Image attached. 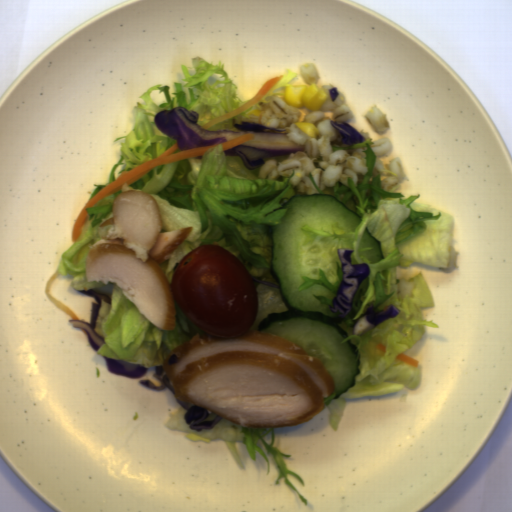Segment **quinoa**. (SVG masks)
Segmentation results:
<instances>
[{"mask_svg":"<svg viewBox=\"0 0 512 512\" xmlns=\"http://www.w3.org/2000/svg\"><path fill=\"white\" fill-rule=\"evenodd\" d=\"M374 144L369 145L376 156L372 177L379 174L380 187L391 190L396 185H401L403 180H410L407 176L401 158L394 157L387 164H383L380 157H389L393 145L390 138L373 140Z\"/></svg>","mask_w":512,"mask_h":512,"instance_id":"754e4f59","label":"quinoa"},{"mask_svg":"<svg viewBox=\"0 0 512 512\" xmlns=\"http://www.w3.org/2000/svg\"><path fill=\"white\" fill-rule=\"evenodd\" d=\"M331 84L322 85L321 89L326 100L319 110H311L304 115L301 122H309L317 127L319 138H311L295 123L302 113L287 103L282 97L269 95L267 103H257L261 108L259 114H250L242 119L246 122L263 124L266 127L284 129L287 138L305 145L303 151L290 153L287 158L277 164V158L266 159L260 166L258 179H277L280 176H294L290 179L291 185L296 186L298 193L308 195L320 194L310 178L312 174L317 186L322 191L335 188L341 183L349 189L348 177H351L355 186H358V177H365L368 166L366 147L340 150L333 152V147H349L354 144H339L341 132L333 128L330 121L336 123L347 122L354 116L353 111L344 95L331 100L329 88ZM336 141L338 144H331Z\"/></svg>","mask_w":512,"mask_h":512,"instance_id":"d39296ef","label":"quinoa"},{"mask_svg":"<svg viewBox=\"0 0 512 512\" xmlns=\"http://www.w3.org/2000/svg\"><path fill=\"white\" fill-rule=\"evenodd\" d=\"M298 70L302 81L305 82L306 84L311 86L312 83H319L321 77L317 68L314 66L312 62L300 64Z\"/></svg>","mask_w":512,"mask_h":512,"instance_id":"93cce260","label":"quinoa"},{"mask_svg":"<svg viewBox=\"0 0 512 512\" xmlns=\"http://www.w3.org/2000/svg\"><path fill=\"white\" fill-rule=\"evenodd\" d=\"M362 116L369 121L376 134L381 135L391 127L387 114H384L377 104L366 111Z\"/></svg>","mask_w":512,"mask_h":512,"instance_id":"e98c37e4","label":"quinoa"},{"mask_svg":"<svg viewBox=\"0 0 512 512\" xmlns=\"http://www.w3.org/2000/svg\"><path fill=\"white\" fill-rule=\"evenodd\" d=\"M359 135H361L362 137H364V138H365V140L370 139V134H369V132H368V131L360 130ZM365 140H364V141H365Z\"/></svg>","mask_w":512,"mask_h":512,"instance_id":"bbbc4d03","label":"quinoa"}]
</instances>
